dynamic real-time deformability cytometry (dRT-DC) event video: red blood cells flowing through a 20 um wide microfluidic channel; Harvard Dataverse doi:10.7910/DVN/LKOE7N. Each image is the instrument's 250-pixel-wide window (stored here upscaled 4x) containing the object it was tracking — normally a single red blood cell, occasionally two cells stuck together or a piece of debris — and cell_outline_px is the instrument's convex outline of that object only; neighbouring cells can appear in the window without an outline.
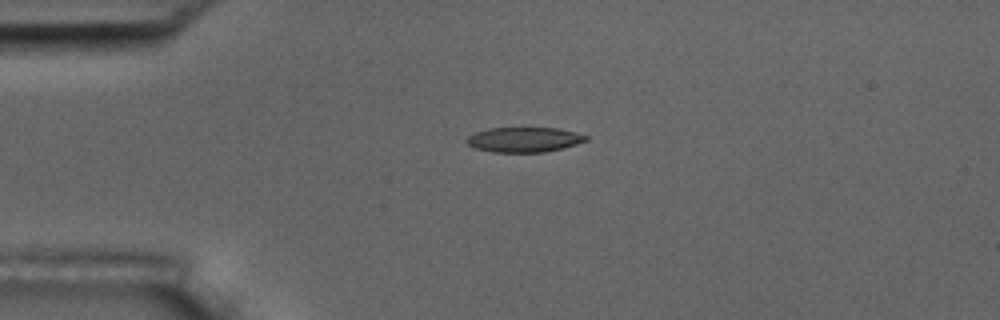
{"species": "common noctule bat (a hibernating species)", "species_latin": "Nyctalus noctula", "temperature_condition": "room temperature", "stored_images_in_passage": 2, "camera_frame_rate_fps": 3000, "um_per_image_px": 0.085, "animal": {"sex": "male", "body_mass_g": 17.5, "forearm_length_mm": 52.3}, "frame": {"image": 1, "passage_image": 1, "time_ms": 0.0, "image_size_px": [1000, 320], "cell_outline_px": [[588, 140], [576, 144], [544, 152], [492, 152], [476, 148], [468, 144], [464, 140], [468, 136], [476, 132], [488, 128], [556, 128], [576, 132], [588, 136]], "centroid_in_image_um": [44.53, 11.86], "position_along_channel_um": 40.5, "area_um2": 17.22}}